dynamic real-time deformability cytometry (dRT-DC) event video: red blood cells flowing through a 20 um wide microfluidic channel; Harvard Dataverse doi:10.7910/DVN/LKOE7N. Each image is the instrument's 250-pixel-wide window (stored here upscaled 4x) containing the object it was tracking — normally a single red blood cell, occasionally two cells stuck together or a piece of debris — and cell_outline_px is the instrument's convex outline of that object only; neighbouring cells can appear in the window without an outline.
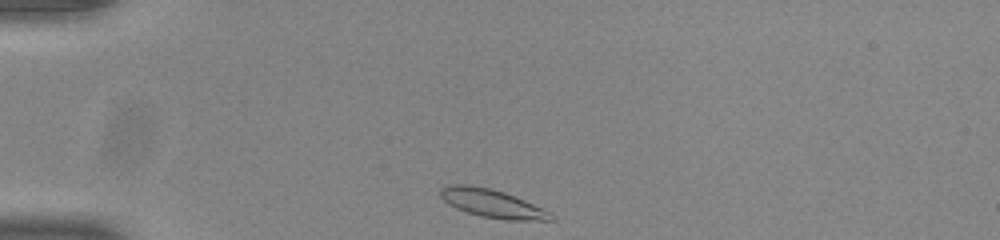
{"species": "common noctule bat (a hibernating species)", "species_latin": "Nyctalus noctula", "temperature_condition": "room temperature", "stored_images_in_passage": 36, "camera_frame_rate_fps": 3000, "um_per_image_px": 0.085, "animal": {"sex": "male", "body_mass_g": 20.0, "forearm_length_mm": 53.3}, "frame": {"image": 1, "passage_image": 1, "time_ms": 0.0, "image_size_px": [1000, 240], "cell_outline_px": [[556, 220], [504, 220], [480, 216], [456, 208], [448, 204], [440, 196], [440, 188], [448, 184], [472, 184], [504, 192], [544, 208], [552, 212], [556, 216]], "centroid_in_image_um": [41.87, 17.29], "position_along_channel_um": 43.1, "area_um2": 18.44}}
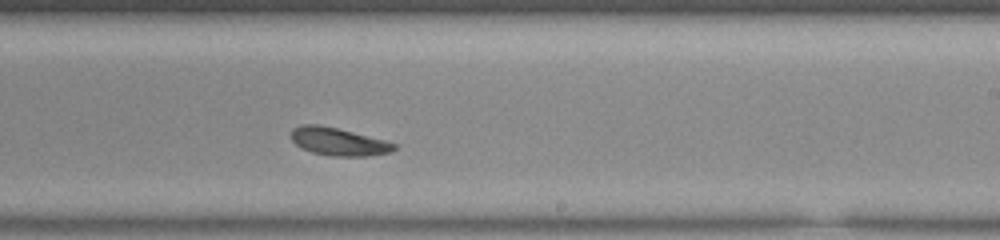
{"frame": {"image": 2, "passage_image": 21, "time_ms": 6.667, "image_size_px": [1000, 240], "cell_outline_px": [[396, 148], [392, 152], [368, 156], [332, 156], [312, 152], [300, 148], [288, 136], [292, 128], [300, 124], [320, 124], [384, 140], [396, 144]], "centroid_in_image_um": [28.7, 12.03], "position_along_channel_um": 260.3, "area_um2": 16.82}}
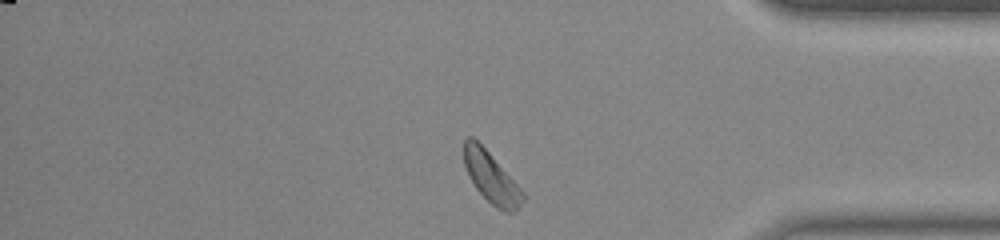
{"frame": {"image": 3, "passage_image": 33, "time_ms": 10.667, "image_size_px": [1000, 240], "cell_outline_px": [[524, 200], [516, 212], [504, 212], [496, 208], [476, 188], [464, 164], [464, 140], [468, 136], [472, 136], [488, 152], [524, 192]], "centroid_in_image_um": [41.77, 15.12], "position_along_channel_um": 393.4, "area_um2": 16.99}, "authors_computed_cell_mechanics": {"area_um2": 17.1377, "velocity_mm_per_s": 3.8099, "shape_relaxation_time_tau1_ms": 2.1574, "shape_relaxation_time_tau2_ms": null, "deformation_change_tau1": 0.0951, "deformation_change_tau2": null}}